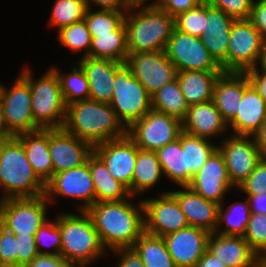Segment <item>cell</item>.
<instances>
[{"mask_svg":"<svg viewBox=\"0 0 266 267\" xmlns=\"http://www.w3.org/2000/svg\"><path fill=\"white\" fill-rule=\"evenodd\" d=\"M25 267H76L61 255H41L38 254Z\"/></svg>","mask_w":266,"mask_h":267,"instance_id":"51","label":"cell"},{"mask_svg":"<svg viewBox=\"0 0 266 267\" xmlns=\"http://www.w3.org/2000/svg\"><path fill=\"white\" fill-rule=\"evenodd\" d=\"M62 128L92 147L127 135V128L111 105L91 99L67 105Z\"/></svg>","mask_w":266,"mask_h":267,"instance_id":"2","label":"cell"},{"mask_svg":"<svg viewBox=\"0 0 266 267\" xmlns=\"http://www.w3.org/2000/svg\"><path fill=\"white\" fill-rule=\"evenodd\" d=\"M243 237L259 257L266 254V215L252 213Z\"/></svg>","mask_w":266,"mask_h":267,"instance_id":"43","label":"cell"},{"mask_svg":"<svg viewBox=\"0 0 266 267\" xmlns=\"http://www.w3.org/2000/svg\"><path fill=\"white\" fill-rule=\"evenodd\" d=\"M224 71H178L177 80L189 105L212 100L214 86Z\"/></svg>","mask_w":266,"mask_h":267,"instance_id":"30","label":"cell"},{"mask_svg":"<svg viewBox=\"0 0 266 267\" xmlns=\"http://www.w3.org/2000/svg\"><path fill=\"white\" fill-rule=\"evenodd\" d=\"M120 255V260L116 267H145L140 255L135 251L133 247L117 248L111 250V252Z\"/></svg>","mask_w":266,"mask_h":267,"instance_id":"52","label":"cell"},{"mask_svg":"<svg viewBox=\"0 0 266 267\" xmlns=\"http://www.w3.org/2000/svg\"><path fill=\"white\" fill-rule=\"evenodd\" d=\"M145 3L134 1L125 15L128 54L165 50L175 28L174 16L151 3ZM136 8L140 11L132 14Z\"/></svg>","mask_w":266,"mask_h":267,"instance_id":"3","label":"cell"},{"mask_svg":"<svg viewBox=\"0 0 266 267\" xmlns=\"http://www.w3.org/2000/svg\"><path fill=\"white\" fill-rule=\"evenodd\" d=\"M10 137H13V135L8 131L6 127V122H5L2 106L0 104V141L4 139H8Z\"/></svg>","mask_w":266,"mask_h":267,"instance_id":"58","label":"cell"},{"mask_svg":"<svg viewBox=\"0 0 266 267\" xmlns=\"http://www.w3.org/2000/svg\"><path fill=\"white\" fill-rule=\"evenodd\" d=\"M138 149L127 135L93 147V152L104 162L112 176L129 188L131 195Z\"/></svg>","mask_w":266,"mask_h":267,"instance_id":"17","label":"cell"},{"mask_svg":"<svg viewBox=\"0 0 266 267\" xmlns=\"http://www.w3.org/2000/svg\"><path fill=\"white\" fill-rule=\"evenodd\" d=\"M0 267H17V240L15 234L0 224Z\"/></svg>","mask_w":266,"mask_h":267,"instance_id":"46","label":"cell"},{"mask_svg":"<svg viewBox=\"0 0 266 267\" xmlns=\"http://www.w3.org/2000/svg\"><path fill=\"white\" fill-rule=\"evenodd\" d=\"M162 174L156 152L138 149L132 175V197L154 187Z\"/></svg>","mask_w":266,"mask_h":267,"instance_id":"32","label":"cell"},{"mask_svg":"<svg viewBox=\"0 0 266 267\" xmlns=\"http://www.w3.org/2000/svg\"><path fill=\"white\" fill-rule=\"evenodd\" d=\"M127 56V30L124 22L115 31L95 34V37H92L90 58L125 63Z\"/></svg>","mask_w":266,"mask_h":267,"instance_id":"31","label":"cell"},{"mask_svg":"<svg viewBox=\"0 0 266 267\" xmlns=\"http://www.w3.org/2000/svg\"><path fill=\"white\" fill-rule=\"evenodd\" d=\"M183 190L171 191L177 199L189 226L200 228L213 233L217 229L219 205L207 200L194 192L189 186H182Z\"/></svg>","mask_w":266,"mask_h":267,"instance_id":"22","label":"cell"},{"mask_svg":"<svg viewBox=\"0 0 266 267\" xmlns=\"http://www.w3.org/2000/svg\"><path fill=\"white\" fill-rule=\"evenodd\" d=\"M205 24V0L196 7L175 16V28L183 33L201 37Z\"/></svg>","mask_w":266,"mask_h":267,"instance_id":"42","label":"cell"},{"mask_svg":"<svg viewBox=\"0 0 266 267\" xmlns=\"http://www.w3.org/2000/svg\"><path fill=\"white\" fill-rule=\"evenodd\" d=\"M202 1L203 0H157L155 3H152V5L175 17L179 13L196 7Z\"/></svg>","mask_w":266,"mask_h":267,"instance_id":"49","label":"cell"},{"mask_svg":"<svg viewBox=\"0 0 266 267\" xmlns=\"http://www.w3.org/2000/svg\"><path fill=\"white\" fill-rule=\"evenodd\" d=\"M15 81L10 89L0 84V104L8 131L16 136L42 129L33 118L28 82L21 75Z\"/></svg>","mask_w":266,"mask_h":267,"instance_id":"11","label":"cell"},{"mask_svg":"<svg viewBox=\"0 0 266 267\" xmlns=\"http://www.w3.org/2000/svg\"><path fill=\"white\" fill-rule=\"evenodd\" d=\"M182 121L151 109L127 128V136L142 150L154 151L179 138Z\"/></svg>","mask_w":266,"mask_h":267,"instance_id":"9","label":"cell"},{"mask_svg":"<svg viewBox=\"0 0 266 267\" xmlns=\"http://www.w3.org/2000/svg\"><path fill=\"white\" fill-rule=\"evenodd\" d=\"M87 9H90V3L95 2L101 10H113L127 12L135 0H84Z\"/></svg>","mask_w":266,"mask_h":267,"instance_id":"53","label":"cell"},{"mask_svg":"<svg viewBox=\"0 0 266 267\" xmlns=\"http://www.w3.org/2000/svg\"><path fill=\"white\" fill-rule=\"evenodd\" d=\"M60 45L72 50L73 53L84 51L83 57H89L92 37L84 20L64 26L59 30Z\"/></svg>","mask_w":266,"mask_h":267,"instance_id":"39","label":"cell"},{"mask_svg":"<svg viewBox=\"0 0 266 267\" xmlns=\"http://www.w3.org/2000/svg\"><path fill=\"white\" fill-rule=\"evenodd\" d=\"M209 236L206 230L188 226L163 239L177 267H195L207 250Z\"/></svg>","mask_w":266,"mask_h":267,"instance_id":"19","label":"cell"},{"mask_svg":"<svg viewBox=\"0 0 266 267\" xmlns=\"http://www.w3.org/2000/svg\"><path fill=\"white\" fill-rule=\"evenodd\" d=\"M81 216L64 213L58 215L62 247L60 255L76 267H86L104 255L98 232L85 210Z\"/></svg>","mask_w":266,"mask_h":267,"instance_id":"5","label":"cell"},{"mask_svg":"<svg viewBox=\"0 0 266 267\" xmlns=\"http://www.w3.org/2000/svg\"><path fill=\"white\" fill-rule=\"evenodd\" d=\"M49 152L56 174L85 164L93 147L63 128H52L49 129Z\"/></svg>","mask_w":266,"mask_h":267,"instance_id":"18","label":"cell"},{"mask_svg":"<svg viewBox=\"0 0 266 267\" xmlns=\"http://www.w3.org/2000/svg\"><path fill=\"white\" fill-rule=\"evenodd\" d=\"M259 63H260L261 69L257 68V70H259V72H261L263 74H266V42H263L262 50H261L260 57L258 60V64Z\"/></svg>","mask_w":266,"mask_h":267,"instance_id":"59","label":"cell"},{"mask_svg":"<svg viewBox=\"0 0 266 267\" xmlns=\"http://www.w3.org/2000/svg\"><path fill=\"white\" fill-rule=\"evenodd\" d=\"M238 189L246 195H258L266 192V159L261 158L254 171Z\"/></svg>","mask_w":266,"mask_h":267,"instance_id":"47","label":"cell"},{"mask_svg":"<svg viewBox=\"0 0 266 267\" xmlns=\"http://www.w3.org/2000/svg\"><path fill=\"white\" fill-rule=\"evenodd\" d=\"M89 82V99L110 103L116 70L123 64L109 59L82 57L78 62Z\"/></svg>","mask_w":266,"mask_h":267,"instance_id":"25","label":"cell"},{"mask_svg":"<svg viewBox=\"0 0 266 267\" xmlns=\"http://www.w3.org/2000/svg\"><path fill=\"white\" fill-rule=\"evenodd\" d=\"M15 239L17 240V267H25L39 254L35 236L15 235Z\"/></svg>","mask_w":266,"mask_h":267,"instance_id":"48","label":"cell"},{"mask_svg":"<svg viewBox=\"0 0 266 267\" xmlns=\"http://www.w3.org/2000/svg\"><path fill=\"white\" fill-rule=\"evenodd\" d=\"M76 66L68 74H61L58 68H52L59 78L61 92L66 106L76 101L89 99V82L87 76L79 64Z\"/></svg>","mask_w":266,"mask_h":267,"instance_id":"38","label":"cell"},{"mask_svg":"<svg viewBox=\"0 0 266 267\" xmlns=\"http://www.w3.org/2000/svg\"><path fill=\"white\" fill-rule=\"evenodd\" d=\"M258 267H266V254L259 257Z\"/></svg>","mask_w":266,"mask_h":267,"instance_id":"60","label":"cell"},{"mask_svg":"<svg viewBox=\"0 0 266 267\" xmlns=\"http://www.w3.org/2000/svg\"><path fill=\"white\" fill-rule=\"evenodd\" d=\"M144 232L164 237L189 226L177 199L169 192L158 198L143 199Z\"/></svg>","mask_w":266,"mask_h":267,"instance_id":"14","label":"cell"},{"mask_svg":"<svg viewBox=\"0 0 266 267\" xmlns=\"http://www.w3.org/2000/svg\"><path fill=\"white\" fill-rule=\"evenodd\" d=\"M48 200L38 197L6 198L0 200V224L15 235H35L47 222Z\"/></svg>","mask_w":266,"mask_h":267,"instance_id":"8","label":"cell"},{"mask_svg":"<svg viewBox=\"0 0 266 267\" xmlns=\"http://www.w3.org/2000/svg\"><path fill=\"white\" fill-rule=\"evenodd\" d=\"M195 267H228V266H226L216 256H214L208 250H206L203 257L198 261Z\"/></svg>","mask_w":266,"mask_h":267,"instance_id":"57","label":"cell"},{"mask_svg":"<svg viewBox=\"0 0 266 267\" xmlns=\"http://www.w3.org/2000/svg\"><path fill=\"white\" fill-rule=\"evenodd\" d=\"M152 109L183 120L186 117L187 103L177 79L165 84L152 96Z\"/></svg>","mask_w":266,"mask_h":267,"instance_id":"35","label":"cell"},{"mask_svg":"<svg viewBox=\"0 0 266 267\" xmlns=\"http://www.w3.org/2000/svg\"><path fill=\"white\" fill-rule=\"evenodd\" d=\"M16 137L21 141L34 172L46 184L54 175L49 152V129L21 133Z\"/></svg>","mask_w":266,"mask_h":267,"instance_id":"28","label":"cell"},{"mask_svg":"<svg viewBox=\"0 0 266 267\" xmlns=\"http://www.w3.org/2000/svg\"><path fill=\"white\" fill-rule=\"evenodd\" d=\"M109 104L126 128L152 109L151 95L125 63L116 70Z\"/></svg>","mask_w":266,"mask_h":267,"instance_id":"7","label":"cell"},{"mask_svg":"<svg viewBox=\"0 0 266 267\" xmlns=\"http://www.w3.org/2000/svg\"><path fill=\"white\" fill-rule=\"evenodd\" d=\"M85 211L90 216L105 249L133 247L135 241L144 233L142 201H139L138 207L127 199L95 202Z\"/></svg>","mask_w":266,"mask_h":267,"instance_id":"1","label":"cell"},{"mask_svg":"<svg viewBox=\"0 0 266 267\" xmlns=\"http://www.w3.org/2000/svg\"><path fill=\"white\" fill-rule=\"evenodd\" d=\"M1 186L5 193L0 200L45 194L46 184L34 172L23 145L16 136L0 141Z\"/></svg>","mask_w":266,"mask_h":267,"instance_id":"4","label":"cell"},{"mask_svg":"<svg viewBox=\"0 0 266 267\" xmlns=\"http://www.w3.org/2000/svg\"><path fill=\"white\" fill-rule=\"evenodd\" d=\"M35 243L39 254L41 255H60L62 242H61V232L58 226V215L55 222H50L49 220L45 222L39 230L36 232ZM42 246H51L52 251L41 250Z\"/></svg>","mask_w":266,"mask_h":267,"instance_id":"44","label":"cell"},{"mask_svg":"<svg viewBox=\"0 0 266 267\" xmlns=\"http://www.w3.org/2000/svg\"><path fill=\"white\" fill-rule=\"evenodd\" d=\"M188 186L203 198L218 205L222 204L226 192L234 186L229 179L223 155L218 149L193 176Z\"/></svg>","mask_w":266,"mask_h":267,"instance_id":"20","label":"cell"},{"mask_svg":"<svg viewBox=\"0 0 266 267\" xmlns=\"http://www.w3.org/2000/svg\"><path fill=\"white\" fill-rule=\"evenodd\" d=\"M127 12L113 10L92 11L87 9L84 21L88 27L91 37L95 34H104L115 31L125 20Z\"/></svg>","mask_w":266,"mask_h":267,"instance_id":"41","label":"cell"},{"mask_svg":"<svg viewBox=\"0 0 266 267\" xmlns=\"http://www.w3.org/2000/svg\"><path fill=\"white\" fill-rule=\"evenodd\" d=\"M266 121V103L250 84L245 90L235 117L227 124L233 135L253 136Z\"/></svg>","mask_w":266,"mask_h":267,"instance_id":"27","label":"cell"},{"mask_svg":"<svg viewBox=\"0 0 266 267\" xmlns=\"http://www.w3.org/2000/svg\"><path fill=\"white\" fill-rule=\"evenodd\" d=\"M88 165L95 187L96 202L123 201L132 197L129 188L112 176L94 152L88 157Z\"/></svg>","mask_w":266,"mask_h":267,"instance_id":"29","label":"cell"},{"mask_svg":"<svg viewBox=\"0 0 266 267\" xmlns=\"http://www.w3.org/2000/svg\"><path fill=\"white\" fill-rule=\"evenodd\" d=\"M86 11L84 0H56L49 24L60 29L84 20Z\"/></svg>","mask_w":266,"mask_h":267,"instance_id":"40","label":"cell"},{"mask_svg":"<svg viewBox=\"0 0 266 267\" xmlns=\"http://www.w3.org/2000/svg\"><path fill=\"white\" fill-rule=\"evenodd\" d=\"M223 203L219 205L216 233L227 236H243L252 214L248 199L245 202L230 204L229 209H223ZM221 222H226L225 229L219 228ZM218 230V231H217Z\"/></svg>","mask_w":266,"mask_h":267,"instance_id":"37","label":"cell"},{"mask_svg":"<svg viewBox=\"0 0 266 267\" xmlns=\"http://www.w3.org/2000/svg\"><path fill=\"white\" fill-rule=\"evenodd\" d=\"M249 20L260 32L264 42H266V0L254 1Z\"/></svg>","mask_w":266,"mask_h":267,"instance_id":"50","label":"cell"},{"mask_svg":"<svg viewBox=\"0 0 266 267\" xmlns=\"http://www.w3.org/2000/svg\"><path fill=\"white\" fill-rule=\"evenodd\" d=\"M45 195L49 202H52L53 197L58 195L82 200L85 203L83 202L79 211L86 210L93 205L96 202V195L88 159L79 167L54 174L46 183Z\"/></svg>","mask_w":266,"mask_h":267,"instance_id":"15","label":"cell"},{"mask_svg":"<svg viewBox=\"0 0 266 267\" xmlns=\"http://www.w3.org/2000/svg\"><path fill=\"white\" fill-rule=\"evenodd\" d=\"M165 53L178 71H223L200 37L183 33L176 28L168 40Z\"/></svg>","mask_w":266,"mask_h":267,"instance_id":"12","label":"cell"},{"mask_svg":"<svg viewBox=\"0 0 266 267\" xmlns=\"http://www.w3.org/2000/svg\"><path fill=\"white\" fill-rule=\"evenodd\" d=\"M162 173L179 186H187L184 151H182V132L179 138L156 151Z\"/></svg>","mask_w":266,"mask_h":267,"instance_id":"34","label":"cell"},{"mask_svg":"<svg viewBox=\"0 0 266 267\" xmlns=\"http://www.w3.org/2000/svg\"><path fill=\"white\" fill-rule=\"evenodd\" d=\"M251 138L232 135L221 141L222 146H218V150L223 155L229 179L236 188L254 171L262 158L252 136Z\"/></svg>","mask_w":266,"mask_h":267,"instance_id":"16","label":"cell"},{"mask_svg":"<svg viewBox=\"0 0 266 267\" xmlns=\"http://www.w3.org/2000/svg\"><path fill=\"white\" fill-rule=\"evenodd\" d=\"M207 250L228 267H258L259 256L243 236L210 233Z\"/></svg>","mask_w":266,"mask_h":267,"instance_id":"23","label":"cell"},{"mask_svg":"<svg viewBox=\"0 0 266 267\" xmlns=\"http://www.w3.org/2000/svg\"><path fill=\"white\" fill-rule=\"evenodd\" d=\"M254 142L263 159H266V121L253 134Z\"/></svg>","mask_w":266,"mask_h":267,"instance_id":"56","label":"cell"},{"mask_svg":"<svg viewBox=\"0 0 266 267\" xmlns=\"http://www.w3.org/2000/svg\"><path fill=\"white\" fill-rule=\"evenodd\" d=\"M210 6L221 9L235 20L249 19L254 0H205Z\"/></svg>","mask_w":266,"mask_h":267,"instance_id":"45","label":"cell"},{"mask_svg":"<svg viewBox=\"0 0 266 267\" xmlns=\"http://www.w3.org/2000/svg\"><path fill=\"white\" fill-rule=\"evenodd\" d=\"M245 73L249 78L250 84L266 103V74L260 73L257 67L249 69Z\"/></svg>","mask_w":266,"mask_h":267,"instance_id":"54","label":"cell"},{"mask_svg":"<svg viewBox=\"0 0 266 267\" xmlns=\"http://www.w3.org/2000/svg\"><path fill=\"white\" fill-rule=\"evenodd\" d=\"M145 267H177L167 251L163 237L144 232L133 246Z\"/></svg>","mask_w":266,"mask_h":267,"instance_id":"36","label":"cell"},{"mask_svg":"<svg viewBox=\"0 0 266 267\" xmlns=\"http://www.w3.org/2000/svg\"><path fill=\"white\" fill-rule=\"evenodd\" d=\"M247 199L252 213L266 215V192L258 195H248Z\"/></svg>","mask_w":266,"mask_h":267,"instance_id":"55","label":"cell"},{"mask_svg":"<svg viewBox=\"0 0 266 267\" xmlns=\"http://www.w3.org/2000/svg\"><path fill=\"white\" fill-rule=\"evenodd\" d=\"M235 19L205 1L204 33L200 37L212 57L227 72L229 35Z\"/></svg>","mask_w":266,"mask_h":267,"instance_id":"21","label":"cell"},{"mask_svg":"<svg viewBox=\"0 0 266 267\" xmlns=\"http://www.w3.org/2000/svg\"><path fill=\"white\" fill-rule=\"evenodd\" d=\"M125 64L151 96L165 84L177 79L178 70L168 59L165 50L128 54Z\"/></svg>","mask_w":266,"mask_h":267,"instance_id":"13","label":"cell"},{"mask_svg":"<svg viewBox=\"0 0 266 267\" xmlns=\"http://www.w3.org/2000/svg\"><path fill=\"white\" fill-rule=\"evenodd\" d=\"M208 139L193 136L182 131V151H184L187 186L193 176L204 166L209 157L218 149Z\"/></svg>","mask_w":266,"mask_h":267,"instance_id":"33","label":"cell"},{"mask_svg":"<svg viewBox=\"0 0 266 267\" xmlns=\"http://www.w3.org/2000/svg\"><path fill=\"white\" fill-rule=\"evenodd\" d=\"M30 71L24 67L20 75L30 86L34 121L42 129L62 128L66 117V104L56 72L50 68L34 81Z\"/></svg>","mask_w":266,"mask_h":267,"instance_id":"6","label":"cell"},{"mask_svg":"<svg viewBox=\"0 0 266 267\" xmlns=\"http://www.w3.org/2000/svg\"><path fill=\"white\" fill-rule=\"evenodd\" d=\"M263 39L249 19L232 23L227 52V72L245 73L257 66Z\"/></svg>","mask_w":266,"mask_h":267,"instance_id":"10","label":"cell"},{"mask_svg":"<svg viewBox=\"0 0 266 267\" xmlns=\"http://www.w3.org/2000/svg\"><path fill=\"white\" fill-rule=\"evenodd\" d=\"M249 85L246 73L223 72L216 80L212 101L227 124L235 117Z\"/></svg>","mask_w":266,"mask_h":267,"instance_id":"24","label":"cell"},{"mask_svg":"<svg viewBox=\"0 0 266 267\" xmlns=\"http://www.w3.org/2000/svg\"><path fill=\"white\" fill-rule=\"evenodd\" d=\"M228 125L216 109L213 101L189 105L182 120V130L193 136L210 140L227 131Z\"/></svg>","mask_w":266,"mask_h":267,"instance_id":"26","label":"cell"}]
</instances>
